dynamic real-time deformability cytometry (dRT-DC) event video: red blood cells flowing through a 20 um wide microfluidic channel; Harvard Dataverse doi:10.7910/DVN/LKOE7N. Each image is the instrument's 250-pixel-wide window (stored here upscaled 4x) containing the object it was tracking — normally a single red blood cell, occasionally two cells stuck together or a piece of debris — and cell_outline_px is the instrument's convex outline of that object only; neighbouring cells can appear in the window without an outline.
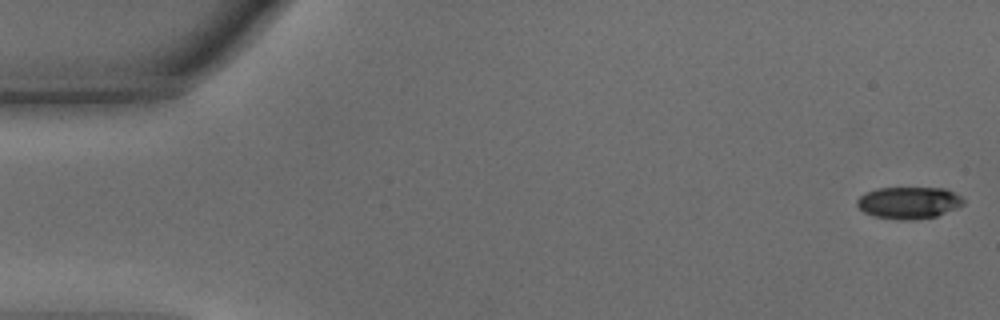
{"species": "common noctule bat (a hibernating species)", "species_latin": "Nyctalus noctula", "temperature_condition": "warm", "stored_images_in_passage": 46, "camera_frame_rate_fps": 3000, "um_per_image_px": 0.085, "animal": {"sex": "male", "body_mass_g": 15.6}, "frame": {"image": 1, "passage_image": 1, "time_ms": 0.0, "image_size_px": [1000, 320], "cell_outline_px": [[964, 204], [956, 208], [936, 216], [912, 220], [904, 220], [872, 216], [864, 212], [856, 204], [856, 200], [864, 192], [876, 188], [944, 188], [960, 196], [964, 200]], "centroid_in_image_um": [77.21, 17.23], "position_along_channel_um": 7.8, "area_um2": 19.77}}
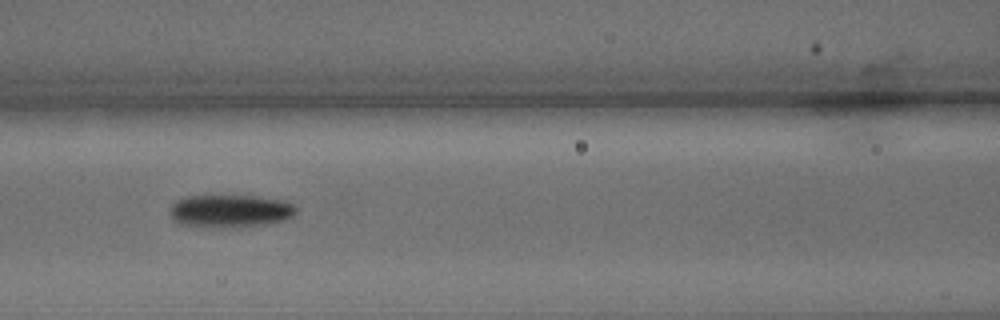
{"frame": {"image": 2, "passage_image": 20, "time_ms": 6.333, "image_size_px": [1000, 320], "cell_outline_px": [[296, 212], [292, 216], [284, 220], [264, 224], [236, 228], [208, 228], [180, 224], [172, 220], [168, 212], [168, 208], [176, 200], [184, 196], [252, 196], [284, 200], [292, 204], [296, 208]], "centroid_in_image_um": [19.48, 17.95], "position_along_channel_um": 147.1, "area_um2": 24.57}}
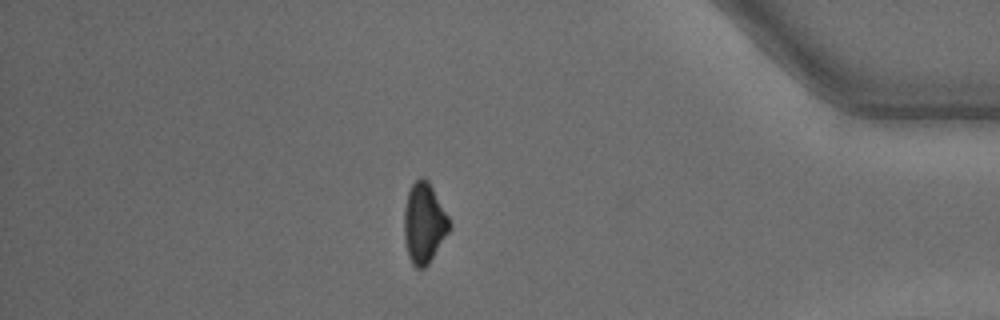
{"frame": {"image": 3, "passage_image": 40, "time_ms": 13.0, "image_size_px": [1000, 320], "cell_outline_px": [[452, 228], [428, 264], [424, 268], [416, 268], [412, 264], [408, 256], [404, 240], [404, 208], [408, 192], [412, 184], [420, 176], [424, 176], [428, 180], [448, 216], [452, 224]], "centroid_in_image_um": [36.05, 18.97], "position_along_channel_um": 399.2, "area_um2": 21.39}, "authors_computed_cell_mechanics": {"area_um2": 21.7328, "velocity_mm_per_s": 4.3384, "shape_relaxation_time_tau1_ms": 2.2925, "shape_relaxation_time_tau2_ms": null, "deformation_change_tau1": 0.1229, "deformation_change_tau2": null}}